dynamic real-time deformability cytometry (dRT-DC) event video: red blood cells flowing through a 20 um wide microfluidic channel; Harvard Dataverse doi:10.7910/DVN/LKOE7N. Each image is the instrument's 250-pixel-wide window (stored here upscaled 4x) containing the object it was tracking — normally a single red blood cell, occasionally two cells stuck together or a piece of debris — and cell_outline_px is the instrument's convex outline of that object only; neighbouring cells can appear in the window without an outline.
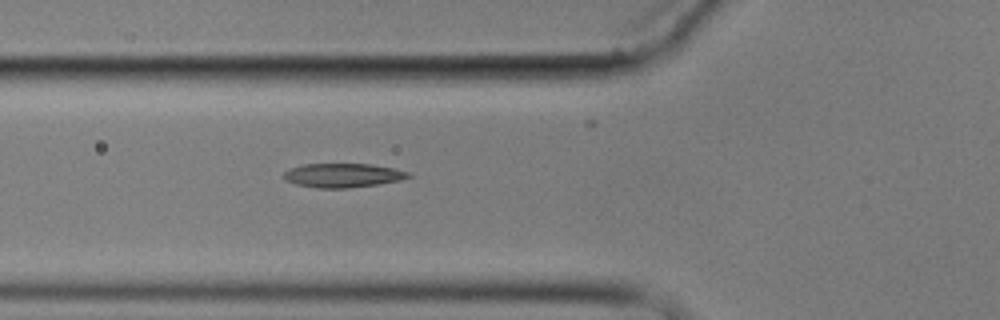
{"species": "common noctule bat (a hibernating species)", "species_latin": "Nyctalus noctula", "temperature_condition": "cold", "stored_images_in_passage": 7, "camera_frame_rate_fps": 3000, "um_per_image_px": 0.085, "animal": {"sex": "male", "body_mass_g": 17.9}, "frame": {"image": 1, "passage_image": 7, "time_ms": 10.0, "image_size_px": [1000, 320], "cell_outline_px": [[412, 176], [400, 180], [376, 184], [348, 188], [316, 188], [296, 184], [284, 180], [284, 172], [292, 168], [304, 164], [372, 164], [412, 172]], "centroid_in_image_um": [29.16, 14.9], "position_along_channel_um": 96.6, "area_um2": 17.4}}